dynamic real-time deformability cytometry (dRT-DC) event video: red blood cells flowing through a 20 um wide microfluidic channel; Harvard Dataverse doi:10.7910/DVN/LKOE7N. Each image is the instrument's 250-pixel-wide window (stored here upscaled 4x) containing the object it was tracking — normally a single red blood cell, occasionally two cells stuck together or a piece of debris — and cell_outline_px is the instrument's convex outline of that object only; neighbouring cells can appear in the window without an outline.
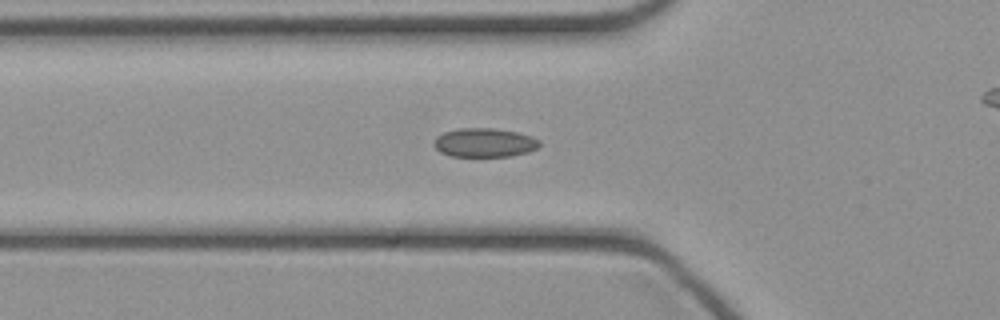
{"species": "common noctule bat (a hibernating species)", "species_latin": "Nyctalus noctula", "temperature_condition": "cold", "stored_images_in_passage": 46, "camera_frame_rate_fps": 3000, "um_per_image_px": 0.085, "animal": {"sex": "female", "body_mass_g": 21.9}, "frame": {"image": 1, "passage_image": 15, "time_ms": 4.667, "image_size_px": [1000, 320], "cell_outline_px": [[540, 144], [536, 148], [528, 152], [512, 156], [448, 156], [440, 152], [432, 144], [432, 140], [436, 136], [444, 132], [460, 128], [492, 128], [516, 132], [532, 136], [540, 140]], "centroid_in_image_um": [41.14, 12.12], "position_along_channel_um": 84.7, "area_um2": 17.92}}
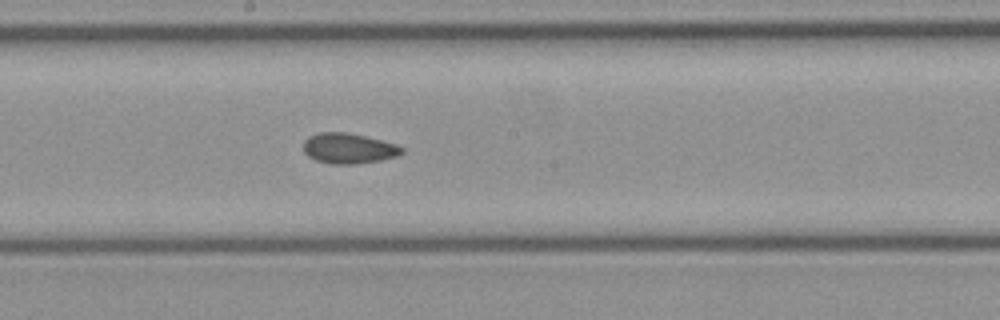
{"frame": {"image": 2, "passage_image": 24, "time_ms": 7.667, "image_size_px": [1000, 320], "cell_outline_px": [[404, 152], [396, 156], [380, 160], [356, 164], [332, 164], [316, 160], [308, 156], [304, 152], [304, 140], [308, 136], [320, 132], [344, 132], [364, 136], [396, 144], [404, 148]], "centroid_in_image_um": [29.62, 12.61], "position_along_channel_um": 218.6, "area_um2": 17.34}}
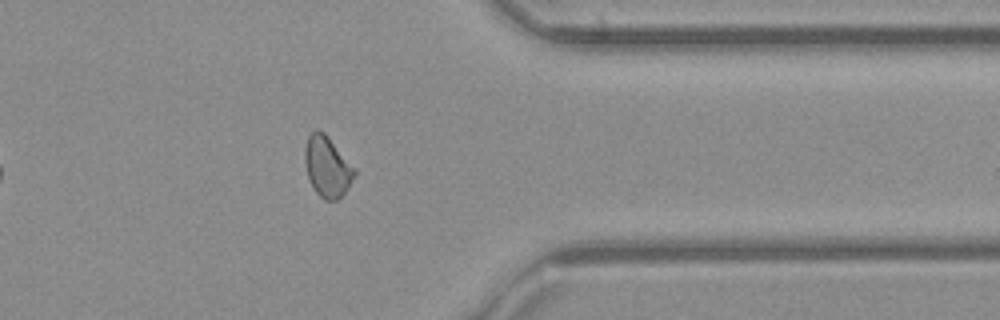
{"frame": {"image": 3, "passage_image": 36, "time_ms": 11.667, "image_size_px": [1000, 320], "cell_outline_px": [[356, 176], [344, 192], [336, 200], [324, 200], [316, 192], [308, 176], [304, 160], [304, 152], [308, 136], [316, 128], [324, 132], [356, 168]], "centroid_in_image_um": [27.83, 14.15], "position_along_channel_um": 383.6, "area_um2": 17.46}}